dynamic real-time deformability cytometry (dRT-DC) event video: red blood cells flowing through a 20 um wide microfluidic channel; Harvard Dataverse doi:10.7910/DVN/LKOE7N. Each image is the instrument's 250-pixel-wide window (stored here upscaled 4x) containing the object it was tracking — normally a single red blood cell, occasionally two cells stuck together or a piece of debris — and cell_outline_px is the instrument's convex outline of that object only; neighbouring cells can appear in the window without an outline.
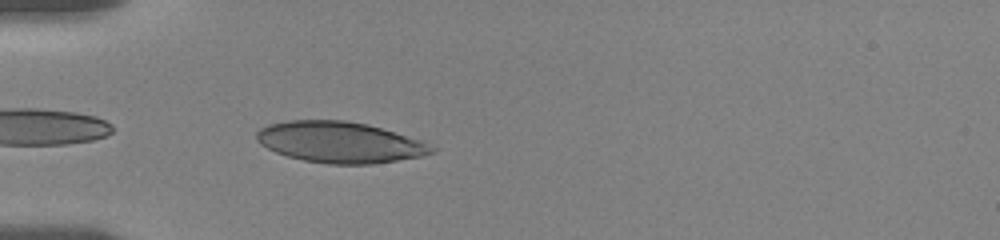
{"species": "human", "species_latin": "Homo sapiens", "temperature_condition": "room temperature", "stored_images_in_passage": 16, "camera_frame_rate_fps": 3000, "um_per_image_px": 0.085, "donor": {"sex": "female"}, "frame": {"image": 1, "passage_image": 2, "time_ms": 0.333, "image_size_px": [1000, 240], "cell_outline_px": [[436, 152], [420, 156], [372, 164], [328, 164], [304, 160], [288, 156], [276, 152], [260, 144], [256, 140], [256, 132], [260, 128], [268, 124], [288, 120], [344, 120], [368, 124], [424, 140], [436, 148]], "centroid_in_image_um": [28.9, 12.08], "position_along_channel_um": 56.1, "area_um2": 42.08}}
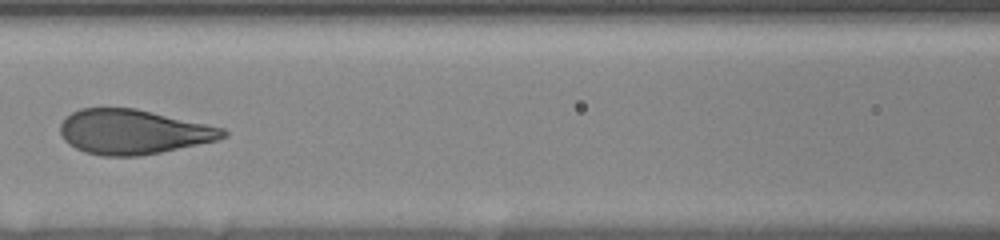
{"frame": {"image": 2, "passage_image": 10, "time_ms": 3.333, "image_size_px": [1000, 240], "cell_outline_px": [[228, 136], [216, 140], [160, 152], [140, 156], [100, 156], [84, 152], [68, 144], [60, 136], [60, 124], [72, 112], [80, 108], [136, 108], [224, 128], [228, 132]], "centroid_in_image_um": [11.29, 11.21], "position_along_channel_um": 155.3, "area_um2": 42.31}}
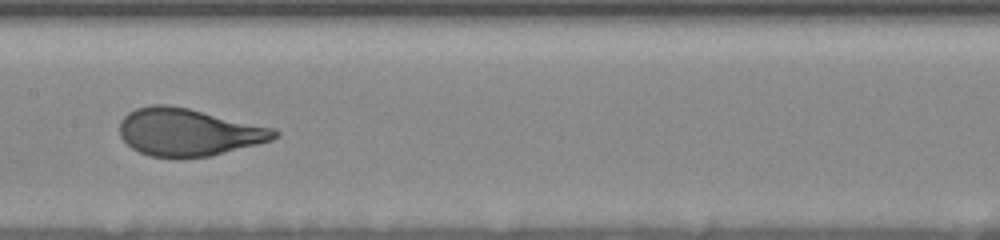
{"frame": {"image": 3, "passage_image": 13, "time_ms": 4.333, "image_size_px": [1000, 240], "cell_outline_px": [[280, 136], [272, 140], [208, 156], [148, 156], [132, 148], [120, 136], [120, 120], [128, 112], [136, 108], [152, 104], [168, 104], [188, 108], [276, 128], [280, 132]], "centroid_in_image_um": [16.02, 11.2], "position_along_channel_um": 191.4, "area_um2": 42.48}}